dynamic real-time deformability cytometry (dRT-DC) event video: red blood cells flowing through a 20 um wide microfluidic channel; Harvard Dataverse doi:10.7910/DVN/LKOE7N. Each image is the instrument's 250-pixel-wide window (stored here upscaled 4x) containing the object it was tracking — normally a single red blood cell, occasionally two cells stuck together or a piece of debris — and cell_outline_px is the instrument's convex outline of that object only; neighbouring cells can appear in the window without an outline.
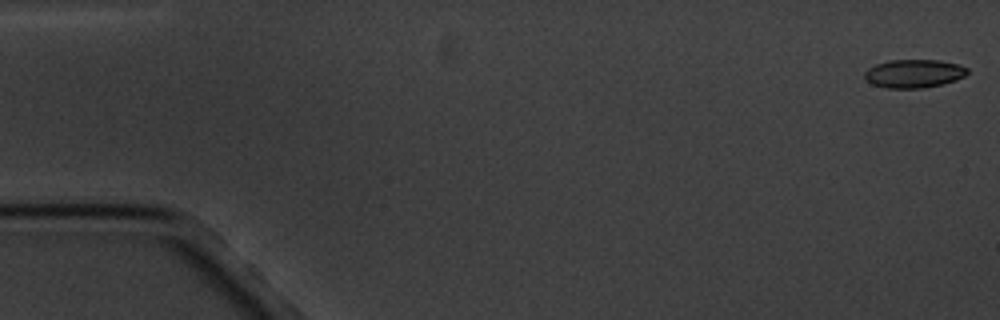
{"species": "common noctule bat (a hibernating species)", "species_latin": "Nyctalus noctula", "temperature_condition": "cold", "stored_images_in_passage": 11, "camera_frame_rate_fps": 3000, "um_per_image_px": 0.085, "animal": {"sex": "male", "body_mass_g": 20.1, "forearm_length_mm": 53.5}, "frame": {"image": 1, "passage_image": 1, "time_ms": 0.0, "image_size_px": [1000, 320], "cell_outline_px": [[968, 72], [964, 76], [956, 80], [924, 88], [884, 88], [872, 84], [864, 76], [864, 72], [868, 68], [876, 64], [888, 60], [940, 60], [956, 64], [968, 68]], "centroid_in_image_um": [77.66, 6.25], "position_along_channel_um": 7.3, "area_um2": 16.94}}
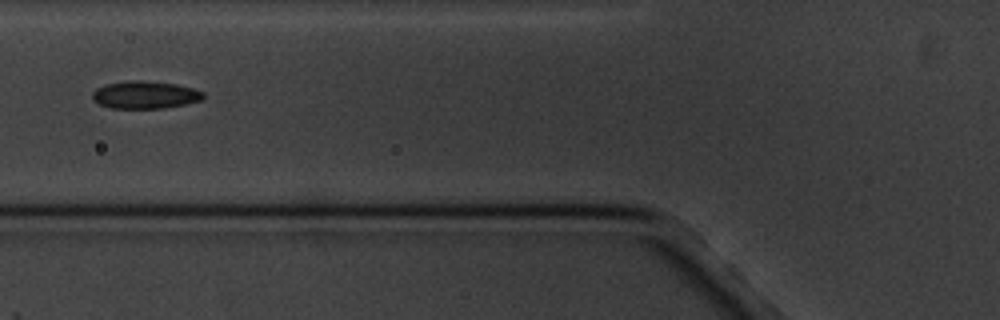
{"frame": {"image": 2, "passage_image": 7, "time_ms": 7.0, "image_size_px": [1000, 320], "cell_outline_px": [[204, 100], [164, 108], [112, 108], [100, 104], [92, 100], [92, 92], [96, 88], [108, 84], [128, 80], [176, 84], [192, 88], [204, 92]], "centroid_in_image_um": [12.33, 8.07], "position_along_channel_um": 113.5, "area_um2": 17.63}}
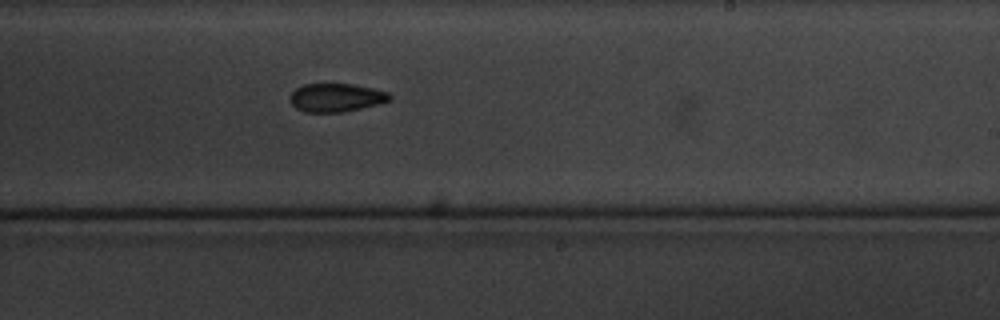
{"frame": {"image": 3, "passage_image": 11, "time_ms": 11.333, "image_size_px": [1000, 320], "cell_outline_px": [[392, 100], [380, 104], [340, 112], [304, 112], [296, 108], [288, 100], [292, 92], [296, 88], [304, 84], [352, 84], [372, 88], [388, 92], [392, 96]], "centroid_in_image_um": [28.57, 8.29], "position_along_channel_um": 260.4, "area_um2": 16.53}}